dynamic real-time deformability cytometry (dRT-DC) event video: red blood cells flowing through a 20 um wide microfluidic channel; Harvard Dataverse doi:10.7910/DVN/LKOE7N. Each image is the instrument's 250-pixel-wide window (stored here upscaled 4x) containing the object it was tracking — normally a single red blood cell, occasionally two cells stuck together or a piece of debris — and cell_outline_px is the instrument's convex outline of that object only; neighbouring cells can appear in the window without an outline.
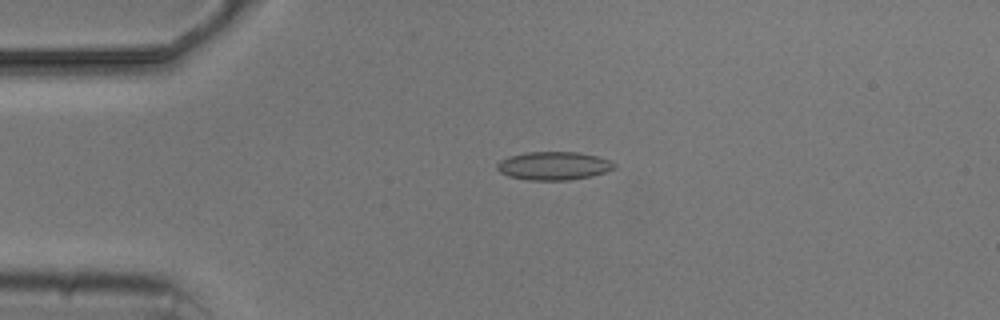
{"species": "common noctule bat (a hibernating species)", "species_latin": "Nyctalus noctula", "temperature_condition": "cold", "stored_images_in_passage": 5, "camera_frame_rate_fps": 3000, "um_per_image_px": 0.085, "animal": {"sex": "male", "body_mass_g": 20.5, "forearm_length_mm": 52.5}, "frame": {"image": 1, "passage_image": 3, "time_ms": 2.333, "image_size_px": [1000, 320], "cell_outline_px": [[616, 168], [592, 176], [568, 180], [528, 180], [508, 176], [500, 172], [496, 168], [496, 164], [500, 160], [508, 156], [528, 152], [576, 152], [596, 156], [612, 160], [616, 164]], "centroid_in_image_um": [47.06, 14.09], "position_along_channel_um": 37.9, "area_um2": 19.42}}
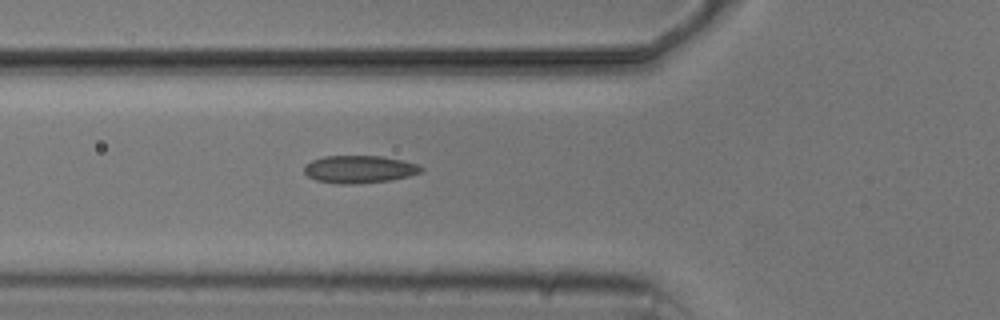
{"frame": {"image": 2, "passage_image": 5, "time_ms": 4.667, "image_size_px": [1000, 320], "cell_outline_px": [[424, 168], [420, 172], [408, 176], [388, 180], [352, 184], [336, 184], [316, 180], [308, 176], [304, 172], [304, 164], [312, 160], [324, 156], [380, 156], [404, 160], [420, 164]], "centroid_in_image_um": [30.53, 14.38], "position_along_channel_um": 95.3, "area_um2": 18.84}}